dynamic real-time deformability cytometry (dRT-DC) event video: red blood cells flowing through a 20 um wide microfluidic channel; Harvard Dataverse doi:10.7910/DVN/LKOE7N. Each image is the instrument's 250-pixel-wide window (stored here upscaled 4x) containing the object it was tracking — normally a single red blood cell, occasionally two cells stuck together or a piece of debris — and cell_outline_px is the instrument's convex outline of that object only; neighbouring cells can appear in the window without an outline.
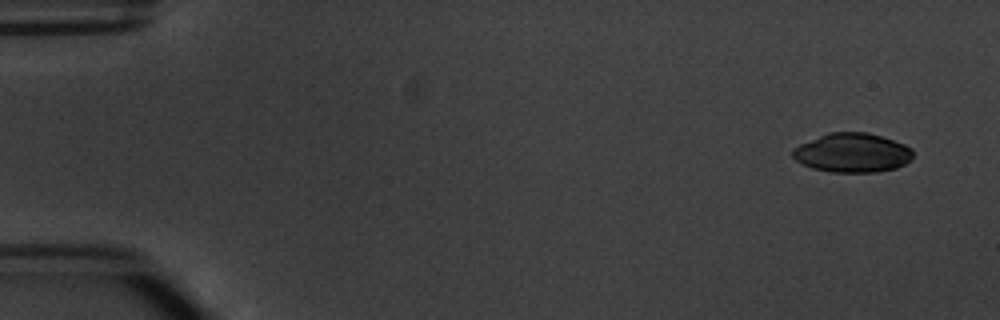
{"species": "common noctule bat (a hibernating species)", "species_latin": "Nyctalus noctula", "temperature_condition": "warm", "stored_images_in_passage": 7, "camera_frame_rate_fps": 3000, "um_per_image_px": 0.085, "animal": {"sex": "male", "body_mass_g": 20.1, "forearm_length_mm": 53.5}, "frame": {"image": 1, "passage_image": 1, "time_ms": 0.0, "image_size_px": [1000, 320], "cell_outline_px": [[912, 160], [896, 168], [876, 172], [832, 172], [812, 168], [796, 160], [792, 156], [792, 148], [800, 144], [828, 132], [868, 132], [904, 144], [912, 148]], "centroid_in_image_um": [72.44, 12.98], "position_along_channel_um": 12.6, "area_um2": 27.46}}